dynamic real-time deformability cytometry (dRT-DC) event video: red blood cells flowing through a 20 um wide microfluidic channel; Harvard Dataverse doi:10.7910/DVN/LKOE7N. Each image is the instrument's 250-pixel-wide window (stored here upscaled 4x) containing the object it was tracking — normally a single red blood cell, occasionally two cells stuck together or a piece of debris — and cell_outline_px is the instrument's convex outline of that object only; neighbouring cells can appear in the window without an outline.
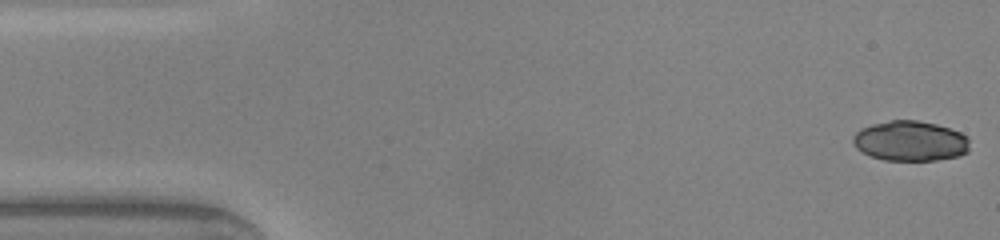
{"species": "common noctule bat (a hibernating species)", "species_latin": "Nyctalus noctula", "temperature_condition": "warm", "stored_images_in_passage": 47, "camera_frame_rate_fps": 3000, "um_per_image_px": 0.085, "animal": {"sex": "male", "body_mass_g": 20.0, "forearm_length_mm": 53.3}, "frame": {"image": 1, "passage_image": 1, "time_ms": 0.0, "image_size_px": [1000, 240], "cell_outline_px": [[968, 152], [960, 156], [936, 160], [884, 160], [872, 156], [856, 148], [852, 144], [852, 136], [860, 128], [872, 124], [892, 120], [916, 120], [936, 124], [960, 132], [968, 136]], "centroid_in_image_um": [77.36, 11.98], "position_along_channel_um": 7.6, "area_um2": 27.34}}